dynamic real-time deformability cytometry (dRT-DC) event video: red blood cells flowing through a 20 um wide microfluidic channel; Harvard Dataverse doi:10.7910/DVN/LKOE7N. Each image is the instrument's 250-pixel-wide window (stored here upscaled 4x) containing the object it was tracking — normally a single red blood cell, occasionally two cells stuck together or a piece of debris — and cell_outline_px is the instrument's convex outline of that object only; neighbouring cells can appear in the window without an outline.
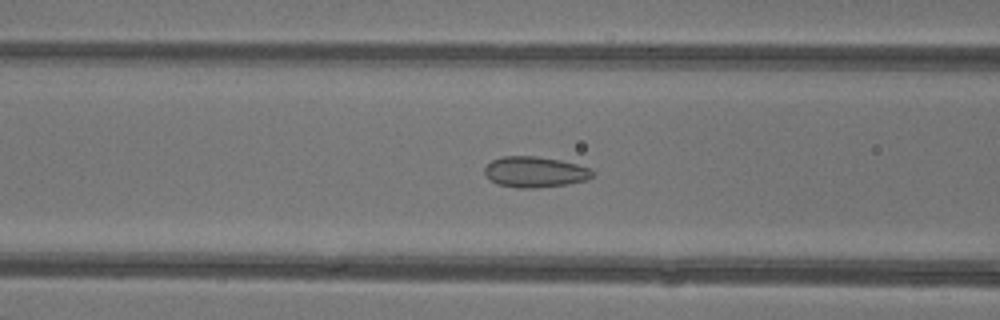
{"species": "common noctule bat (a hibernating species)", "species_latin": "Nyctalus noctula", "temperature_condition": "warm", "stored_images_in_passage": 48, "camera_frame_rate_fps": 3000, "um_per_image_px": 0.085, "animal": {"sex": "female"}, "frame": {"image": 1, "passage_image": 20, "time_ms": 6.333, "image_size_px": [1000, 320], "cell_outline_px": [[596, 172], [588, 180], [568, 184], [536, 188], [516, 188], [500, 184], [492, 180], [484, 172], [484, 168], [492, 160], [504, 156], [536, 156], [560, 160], [576, 164], [588, 168]], "centroid_in_image_um": [45.5, 14.62], "position_along_channel_um": 121.1, "area_um2": 19.25}}
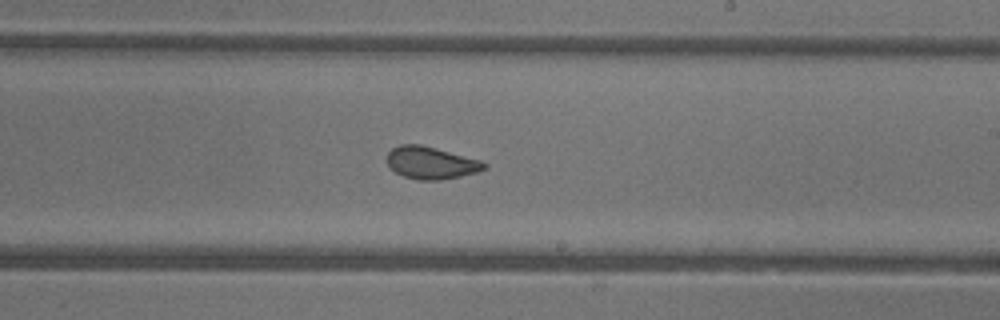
{"frame": {"image": 2, "passage_image": 29, "time_ms": 9.333, "image_size_px": [1000, 320], "cell_outline_px": [[488, 168], [480, 172], [440, 180], [416, 180], [404, 176], [388, 168], [388, 152], [392, 148], [400, 144], [420, 144], [436, 148], [480, 160], [488, 164]], "centroid_in_image_um": [36.65, 13.85], "position_along_channel_um": 252.3, "area_um2": 18.44}}
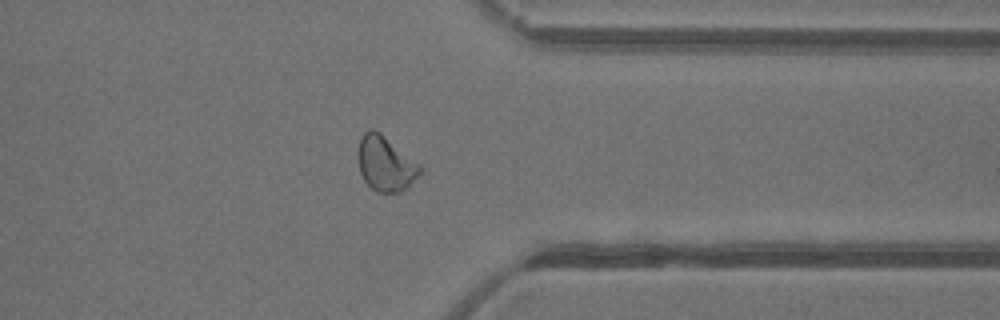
{"frame": {"image": 3, "passage_image": 38, "time_ms": 12.333, "image_size_px": [1000, 320], "cell_outline_px": [[420, 172], [400, 192], [376, 192], [364, 180], [360, 172], [356, 156], [360, 136], [368, 128], [372, 128], [380, 132], [420, 164]], "centroid_in_image_um": [32.69, 13.86], "position_along_channel_um": 378.7, "area_um2": 19.71}, "authors_computed_cell_mechanics": {"area_um2": 20.23, "velocity_mm_per_s": 4.3809, "shape_relaxation_time_tau1_ms": null, "shape_relaxation_time_tau2_ms": 0.8113, "deformation_change_tau1": null, "deformation_change_tau2": 0.0602}}